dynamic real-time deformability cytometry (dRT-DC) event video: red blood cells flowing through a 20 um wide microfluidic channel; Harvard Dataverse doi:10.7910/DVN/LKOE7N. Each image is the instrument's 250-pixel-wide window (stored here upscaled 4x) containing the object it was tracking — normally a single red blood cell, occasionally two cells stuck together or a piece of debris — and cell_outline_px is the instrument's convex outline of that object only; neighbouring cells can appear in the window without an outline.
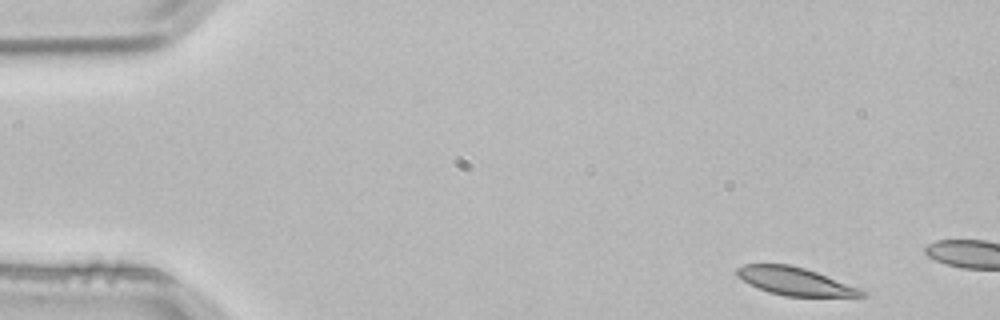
{"species": "common noctule bat (a hibernating species)", "species_latin": "Nyctalus noctula", "temperature_condition": "room temperature", "stored_images_in_passage": 3, "camera_frame_rate_fps": 3000, "um_per_image_px": 0.085, "animal": {"sex": "male", "body_mass_g": 21.5, "forearm_length_mm": 52.0}, "frame": {"image": 1, "passage_image": 1, "time_ms": 0.0, "image_size_px": [1000, 320], "cell_outline_px": [[868, 296], [784, 296], [768, 292], [748, 284], [736, 276], [736, 268], [744, 264], [788, 264], [804, 268], [816, 272], [868, 292]], "centroid_in_image_um": [67.51, 23.91], "position_along_channel_um": 17.5, "area_um2": 20.11}}